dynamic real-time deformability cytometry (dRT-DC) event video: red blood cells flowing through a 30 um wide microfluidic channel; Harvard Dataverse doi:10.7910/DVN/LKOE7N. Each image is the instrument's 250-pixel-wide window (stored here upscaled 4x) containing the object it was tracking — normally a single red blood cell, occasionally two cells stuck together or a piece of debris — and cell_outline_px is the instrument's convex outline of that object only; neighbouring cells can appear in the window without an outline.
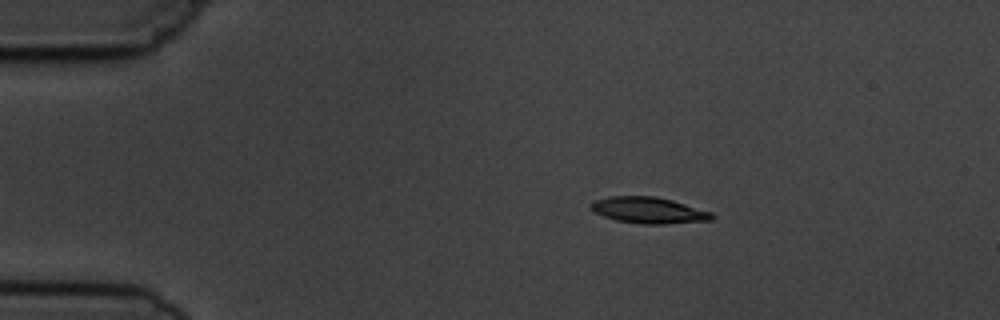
{"species": "common noctule bat (a hibernating species)", "species_latin": "Nyctalus noctula", "temperature_condition": "cold", "stored_images_in_passage": 2, "camera_frame_rate_fps": 3000, "um_per_image_px": 0.085, "animal": {"sex": "male", "body_mass_g": 19.5, "forearm_length_mm": 54.6}, "frame": {"image": 1, "passage_image": 1, "time_ms": 0.0, "image_size_px": [1000, 320], "cell_outline_px": [[716, 216], [712, 220], [664, 224], [640, 224], [616, 220], [604, 216], [596, 212], [588, 204], [592, 200], [608, 196], [656, 196], [672, 200], [712, 212]], "centroid_in_image_um": [55.13, 17.87], "position_along_channel_um": 29.9, "area_um2": 18.61}}